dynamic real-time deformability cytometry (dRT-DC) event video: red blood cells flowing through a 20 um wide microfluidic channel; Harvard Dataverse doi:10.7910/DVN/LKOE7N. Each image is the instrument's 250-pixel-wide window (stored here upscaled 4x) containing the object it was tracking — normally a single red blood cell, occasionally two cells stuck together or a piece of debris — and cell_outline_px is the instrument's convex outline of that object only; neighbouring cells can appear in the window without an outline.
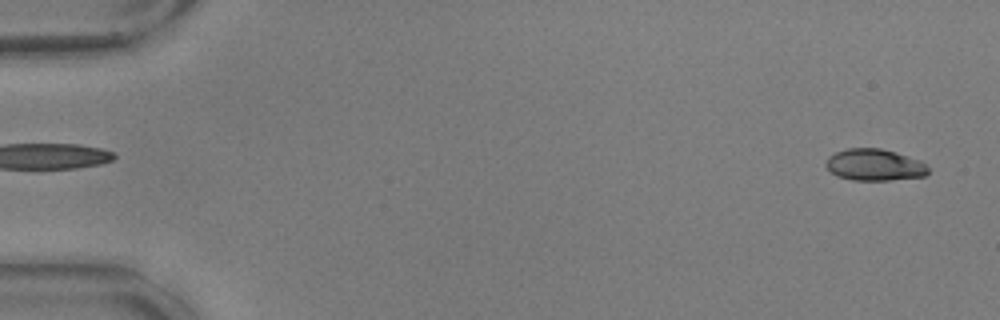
{"species": "common noctule bat (a hibernating species)", "species_latin": "Nyctalus noctula", "temperature_condition": "warm", "stored_images_in_passage": 16, "camera_frame_rate_fps": 3000, "um_per_image_px": 0.085, "animal": {"sex": "male", "body_mass_g": 17.9, "forearm_length_mm": 54.2}, "frame": {"image": 1, "passage_image": 2, "time_ms": 0.333, "image_size_px": [1000, 320], "cell_outline_px": [[928, 172], [924, 176], [888, 180], [852, 180], [836, 176], [824, 164], [828, 156], [836, 152], [848, 148], [880, 148], [896, 152], [920, 160], [928, 168]], "centroid_in_image_um": [74.3, 14.01], "position_along_channel_um": 10.7, "area_um2": 18.84}}
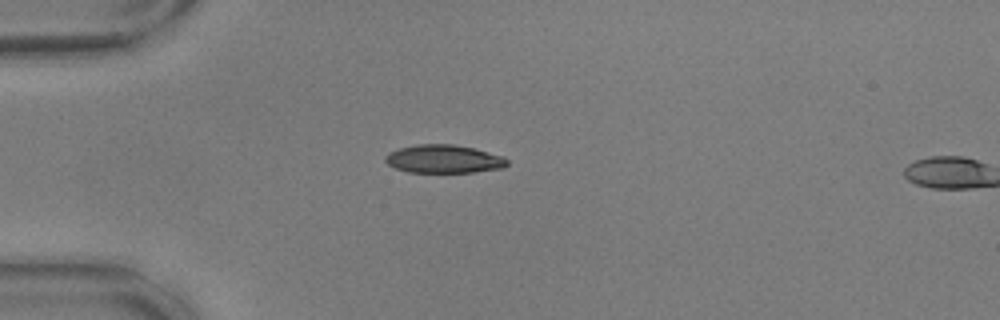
{"frame": {"image": 2, "passage_image": 15, "time_ms": 4.667, "image_size_px": [1000, 320], "cell_outline_px": [[508, 164], [504, 168], [472, 172], [408, 172], [396, 168], [388, 164], [384, 160], [384, 156], [388, 152], [400, 148], [416, 144], [452, 144], [476, 148], [504, 156], [508, 160]], "centroid_in_image_um": [37.74, 13.5], "position_along_channel_um": 47.3, "area_um2": 20.23}}